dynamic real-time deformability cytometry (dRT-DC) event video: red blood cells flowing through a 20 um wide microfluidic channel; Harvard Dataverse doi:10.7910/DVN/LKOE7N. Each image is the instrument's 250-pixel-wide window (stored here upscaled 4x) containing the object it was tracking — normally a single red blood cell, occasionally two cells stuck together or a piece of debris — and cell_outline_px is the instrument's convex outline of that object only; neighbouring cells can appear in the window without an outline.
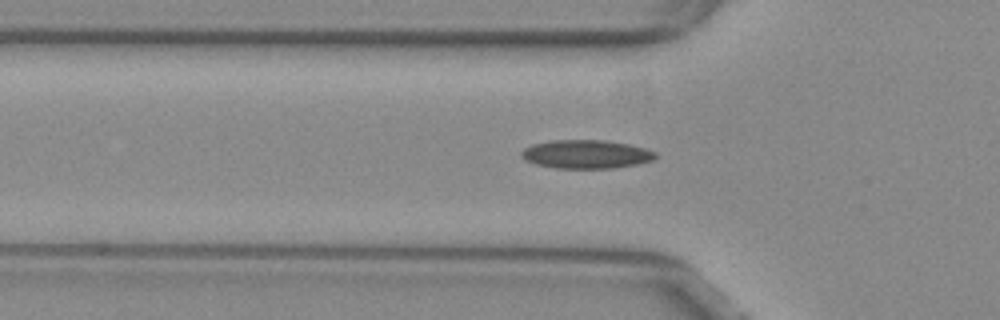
{"species": "common noctule bat (a hibernating species)", "species_latin": "Nyctalus noctula", "temperature_condition": "warm", "stored_images_in_passage": 41, "camera_frame_rate_fps": 3000, "um_per_image_px": 0.085, "animal": {"sex": "female", "body_mass_g": 29.2, "forearm_length_mm": 56.3}, "frame": {"image": 1, "passage_image": 4, "time_ms": 1.0, "image_size_px": [1000, 320], "cell_outline_px": [[656, 156], [652, 160], [636, 164], [612, 168], [556, 168], [536, 164], [524, 160], [520, 156], [520, 152], [524, 148], [532, 144], [552, 140], [604, 140], [628, 144], [644, 148], [656, 152]], "centroid_in_image_um": [49.77, 13.1], "position_along_channel_um": 76.0, "area_um2": 22.25}}
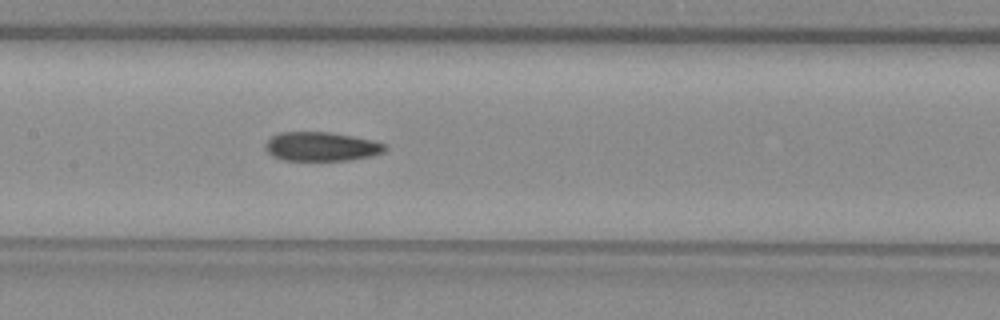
{"frame": {"image": 2, "passage_image": 12, "time_ms": 3.667, "image_size_px": [1000, 320], "cell_outline_px": [[388, 148], [384, 152], [372, 156], [348, 160], [284, 160], [272, 156], [264, 148], [264, 144], [272, 136], [280, 132], [328, 132], [352, 136], [372, 140], [388, 144]], "centroid_in_image_um": [27.33, 12.46], "position_along_channel_um": 180.1, "area_um2": 20.35}}
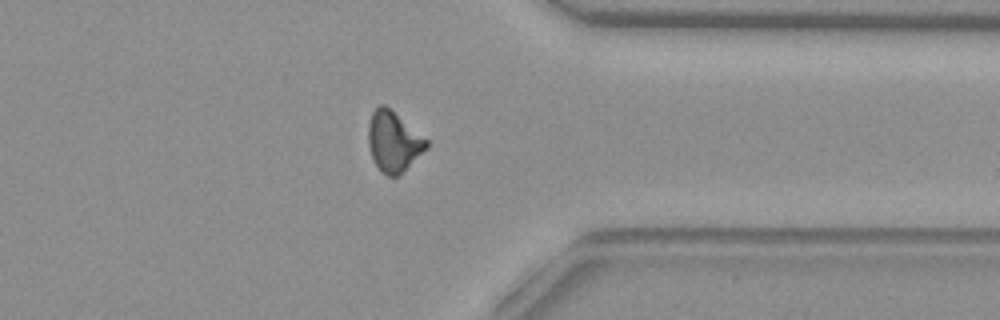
{"frame": {"image": 3, "passage_image": 28, "time_ms": 9.0, "image_size_px": [1000, 320], "cell_outline_px": [[428, 148], [396, 176], [388, 176], [380, 172], [372, 156], [368, 144], [368, 124], [372, 112], [380, 104], [384, 104], [428, 140]], "centroid_in_image_um": [33.43, 12.02], "position_along_channel_um": 378.0, "area_um2": 20.06}, "authors_computed_cell_mechanics": {"area_um2": 20.3456, "velocity_mm_per_s": 3.8775, "shape_relaxation_time_tau1_ms": null, "shape_relaxation_time_tau2_ms": 4.1378, "deformation_change_tau1": null, "deformation_change_tau2": 0.1098}}